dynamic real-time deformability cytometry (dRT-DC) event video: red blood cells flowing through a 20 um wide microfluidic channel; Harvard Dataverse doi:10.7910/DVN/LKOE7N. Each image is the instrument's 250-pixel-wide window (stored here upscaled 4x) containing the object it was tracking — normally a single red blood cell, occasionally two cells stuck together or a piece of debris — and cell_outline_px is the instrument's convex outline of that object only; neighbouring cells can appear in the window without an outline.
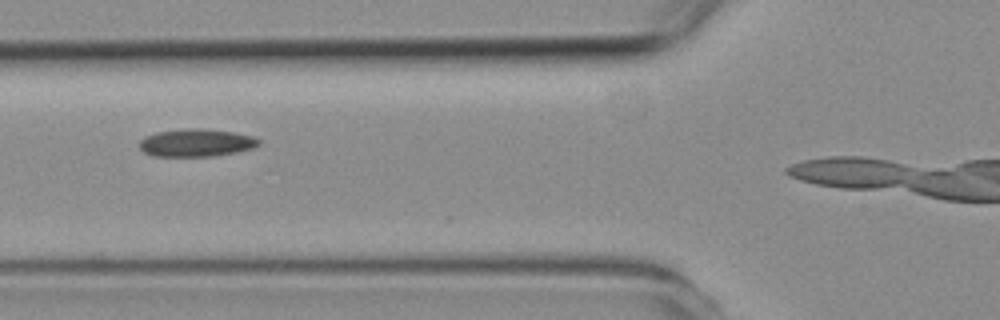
{"species": "common noctule bat (a hibernating species)", "species_latin": "Nyctalus noctula", "temperature_condition": "room temperature", "stored_images_in_passage": 3, "segment_of_instrument_passage": [1, 2], "camera_frame_rate_fps": 3000, "um_per_image_px": 0.085, "animal": {"sex": "female", "body_mass_g": 19.3, "forearm_length_mm": 54.1}, "frame": {"image": 1, "passage_image": 2, "time_ms": 1.0, "image_size_px": [1000, 320], "cell_outline_px": [[260, 144], [252, 148], [236, 152], [212, 156], [152, 156], [144, 152], [140, 148], [140, 140], [144, 136], [156, 132], [184, 128], [204, 128], [232, 132], [252, 136], [260, 140]], "centroid_in_image_um": [16.65, 12.13], "position_along_channel_um": 109.1, "area_um2": 19.31}}